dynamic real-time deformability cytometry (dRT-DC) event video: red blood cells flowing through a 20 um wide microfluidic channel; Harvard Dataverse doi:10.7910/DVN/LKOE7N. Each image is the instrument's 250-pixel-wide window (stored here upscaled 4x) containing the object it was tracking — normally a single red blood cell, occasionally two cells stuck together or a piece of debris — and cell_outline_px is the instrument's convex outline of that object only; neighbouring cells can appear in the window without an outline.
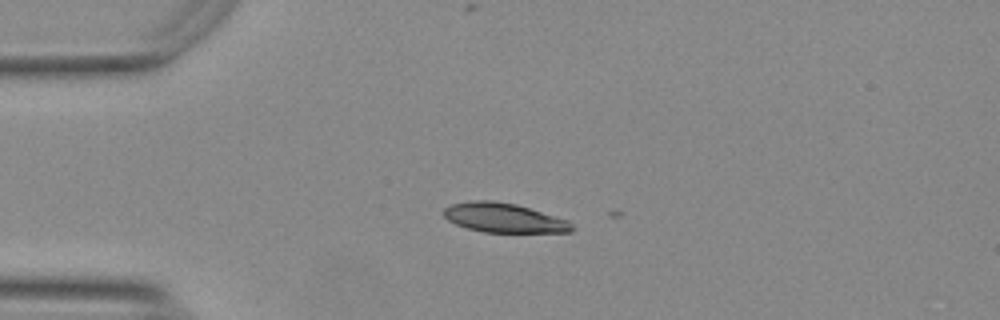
{"species": "Egyptian fruit bat (a non-hibernating species)", "species_latin": "Rousettus aegyptiacus", "temperature_condition": "warm", "stored_images_in_passage": 3, "camera_frame_rate_fps": 3000, "um_per_image_px": 0.085, "animal": {"sex": "female"}, "frame": {"image": 1, "passage_image": 1, "time_ms": 0.0, "image_size_px": [1000, 320], "cell_outline_px": [[576, 228], [572, 232], [484, 232], [468, 228], [456, 224], [448, 220], [440, 212], [444, 208], [452, 204], [472, 200], [492, 200], [516, 204], [568, 220]], "centroid_in_image_um": [42.82, 18.51], "position_along_channel_um": 42.2, "area_um2": 21.96}}